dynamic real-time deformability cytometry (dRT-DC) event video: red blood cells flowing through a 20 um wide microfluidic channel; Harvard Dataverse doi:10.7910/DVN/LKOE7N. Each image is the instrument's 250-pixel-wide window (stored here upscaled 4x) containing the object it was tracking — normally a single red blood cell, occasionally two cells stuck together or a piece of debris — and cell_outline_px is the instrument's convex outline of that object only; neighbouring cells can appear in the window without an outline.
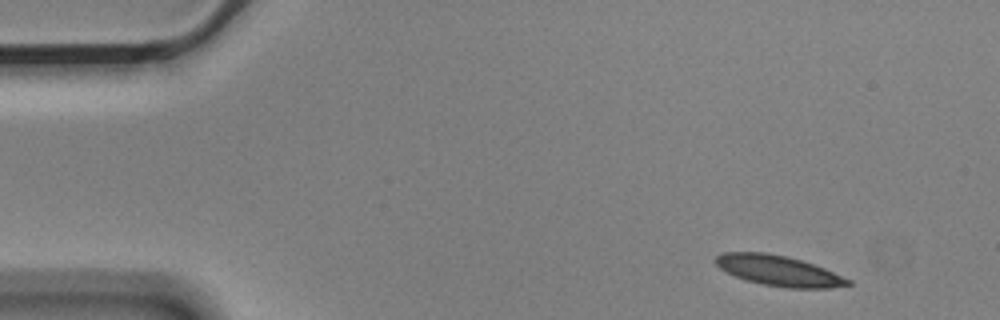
{"species": "Egyptian fruit bat (a non-hibernating species)", "species_latin": "Rousettus aegyptiacus", "temperature_condition": "cold", "stored_images_in_passage": 4, "camera_frame_rate_fps": 3000, "um_per_image_px": 0.085, "animal": {"sex": "male"}, "frame": {"image": 1, "passage_image": 1, "time_ms": 0.0, "image_size_px": [1000, 320], "cell_outline_px": [[852, 284], [832, 288], [788, 288], [764, 284], [748, 280], [736, 276], [720, 268], [712, 260], [716, 256], [724, 252], [764, 252], [788, 256], [824, 268], [852, 280]], "centroid_in_image_um": [66.2, 23.0], "position_along_channel_um": 18.8, "area_um2": 23.29}}
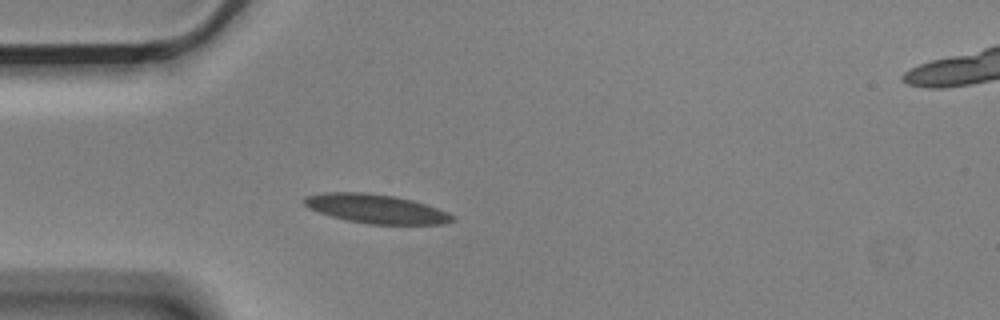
{"frame": {"image": 2, "passage_image": 4, "time_ms": 1.0, "image_size_px": [1000, 320], "cell_outline_px": [[456, 220], [444, 224], [368, 224], [348, 220], [332, 216], [308, 208], [300, 200], [304, 196], [324, 192], [364, 192], [392, 196], [412, 200], [448, 212], [456, 216]], "centroid_in_image_um": [31.95, 17.74], "position_along_channel_um": 53.1, "area_um2": 25.03}}